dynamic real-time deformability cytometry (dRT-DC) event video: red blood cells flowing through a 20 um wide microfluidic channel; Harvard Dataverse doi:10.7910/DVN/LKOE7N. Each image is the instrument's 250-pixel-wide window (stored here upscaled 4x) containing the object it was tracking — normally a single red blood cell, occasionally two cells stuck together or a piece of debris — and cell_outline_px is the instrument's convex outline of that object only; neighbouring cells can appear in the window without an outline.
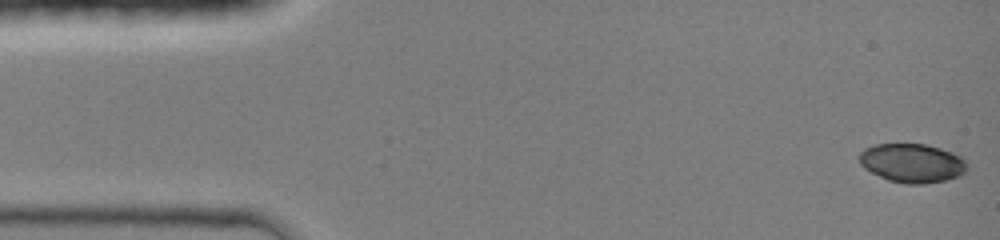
{"species": "common noctule bat (a hibernating species)", "species_latin": "Nyctalus noctula", "temperature_condition": "room temperature", "stored_images_in_passage": 44, "camera_frame_rate_fps": 3000, "um_per_image_px": 0.085, "animal": {"sex": "female", "body_mass_g": 19.0, "forearm_length_mm": 51.5}, "frame": {"image": 1, "passage_image": 1, "time_ms": 0.0, "image_size_px": [1000, 240], "cell_outline_px": [[968, 168], [960, 176], [944, 180], [924, 184], [904, 184], [888, 180], [864, 168], [860, 164], [860, 152], [864, 148], [876, 144], [924, 144], [940, 148], [952, 152], [960, 156], [968, 164]], "centroid_in_image_um": [77.54, 13.86], "position_along_channel_um": 7.5, "area_um2": 24.45}}
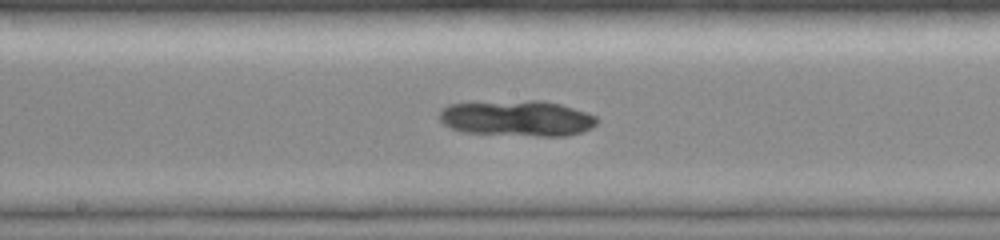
{"frame": {"image": 2, "passage_image": 23, "time_ms": 7.333, "image_size_px": [1000, 240], "cell_outline_px": [[600, 120], [592, 128], [568, 136], [536, 136], [464, 132], [452, 128], [444, 124], [440, 120], [440, 108], [448, 104], [472, 100], [544, 100], [560, 104], [596, 116]], "centroid_in_image_um": [43.9, 10.02], "position_along_channel_um": 204.3, "area_um2": 33.64}}
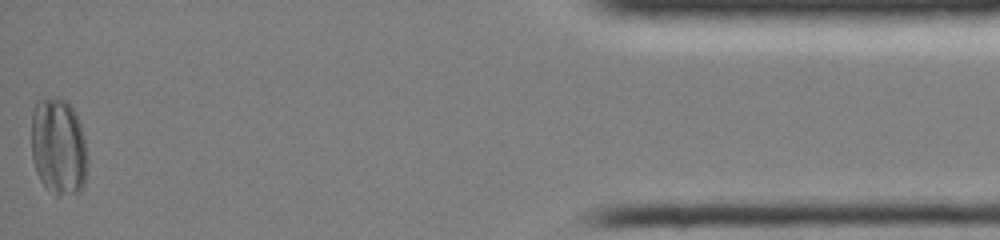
{"frame": {"image": 3, "passage_image": 44, "time_ms": 14.333, "image_size_px": [1000, 240], "cell_outline_px": [[88, 160], [84, 184], [76, 192], [60, 196], [56, 196], [40, 180], [36, 172], [32, 160], [32, 112], [36, 100], [52, 96], [60, 96], [76, 112], [84, 136]], "centroid_in_image_um": [4.96, 12.42], "position_along_channel_um": 430.2, "area_um2": 32.14}}